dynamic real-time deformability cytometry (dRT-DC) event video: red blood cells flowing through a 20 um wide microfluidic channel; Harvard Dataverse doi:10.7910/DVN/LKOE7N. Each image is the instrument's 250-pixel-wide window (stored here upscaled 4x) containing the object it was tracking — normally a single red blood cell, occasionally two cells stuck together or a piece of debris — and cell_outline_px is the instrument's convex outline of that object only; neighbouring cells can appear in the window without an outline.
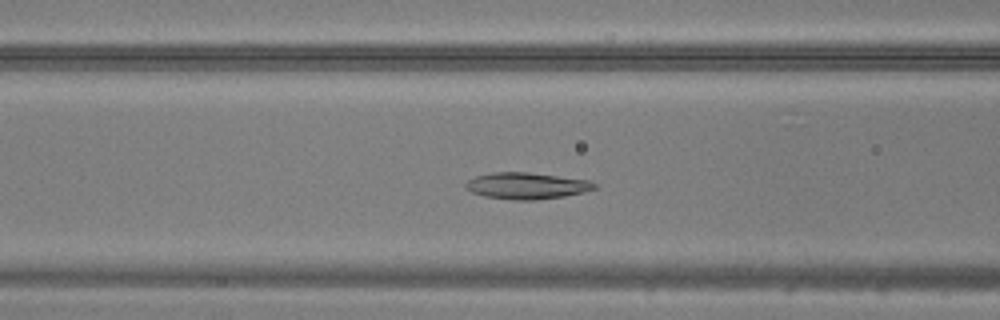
{"species": "common noctule bat (a hibernating species)", "species_latin": "Nyctalus noctula", "temperature_condition": "warm", "stored_images_in_passage": 46, "camera_frame_rate_fps": 3000, "um_per_image_px": 0.085, "animal": {"sex": "male", "body_mass_g": 20.5, "forearm_length_mm": 52.5}, "frame": {"image": 1, "passage_image": 18, "time_ms": 5.667, "image_size_px": [1000, 320], "cell_outline_px": [[596, 188], [564, 196], [536, 200], [512, 200], [484, 196], [472, 192], [464, 188], [464, 184], [468, 180], [476, 176], [492, 172], [528, 172], [588, 180], [596, 184]], "centroid_in_image_um": [44.7, 15.79], "position_along_channel_um": 121.9, "area_um2": 19.77}}
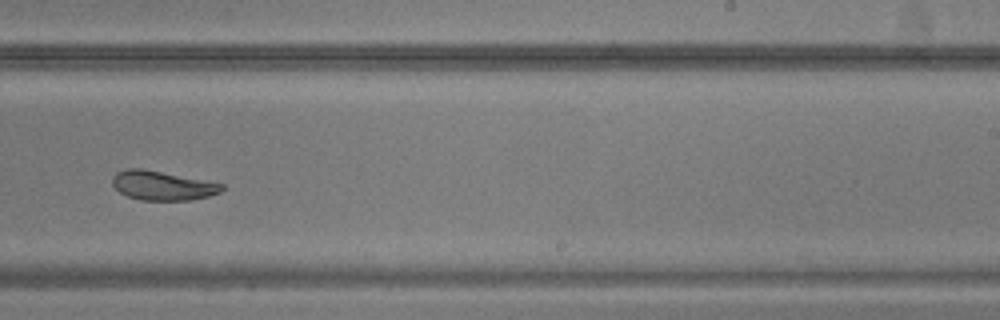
{"frame": {"image": 2, "passage_image": 29, "time_ms": 9.333, "image_size_px": [1000, 320], "cell_outline_px": [[224, 188], [220, 192], [208, 196], [188, 200], [140, 200], [128, 196], [120, 192], [112, 184], [112, 176], [116, 172], [124, 168], [140, 168], [224, 184]], "centroid_in_image_um": [13.76, 15.77], "position_along_channel_um": 275.2, "area_um2": 18.44}}
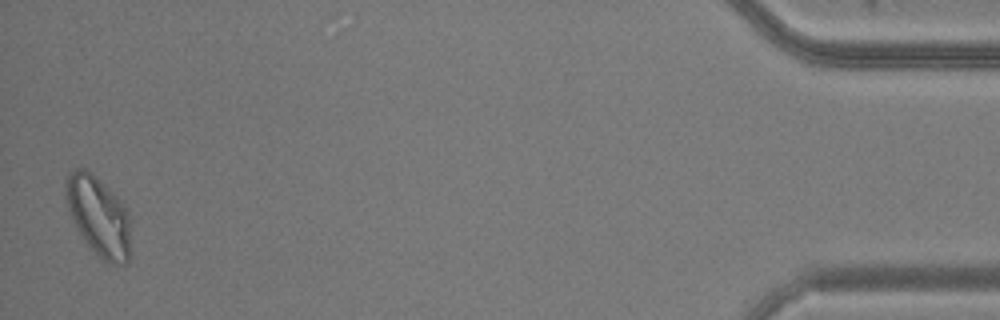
{"frame": {"image": 3, "passage_image": 46, "time_ms": 15.0, "image_size_px": [1000, 320], "cell_outline_px": [[128, 264], [108, 264], [96, 256], [80, 232], [68, 208], [64, 184], [64, 180], [68, 172], [76, 168], [84, 168], [92, 172], [116, 196], [128, 212]], "centroid_in_image_um": [8.34, 18.35], "position_along_channel_um": 426.9, "area_um2": 29.59}}